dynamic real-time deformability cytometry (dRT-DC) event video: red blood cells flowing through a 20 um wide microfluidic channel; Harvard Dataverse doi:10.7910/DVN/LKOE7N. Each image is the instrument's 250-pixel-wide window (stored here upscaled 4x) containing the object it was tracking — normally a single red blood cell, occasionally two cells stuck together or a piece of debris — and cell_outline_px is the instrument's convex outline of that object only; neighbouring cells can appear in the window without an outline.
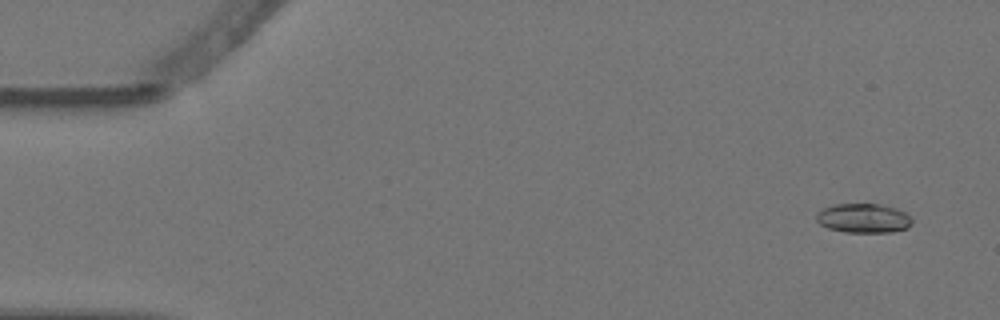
{"species": "Egyptian fruit bat (a non-hibernating species)", "species_latin": "Rousettus aegyptiacus", "temperature_condition": "warm", "stored_images_in_passage": 10, "camera_frame_rate_fps": 3000, "um_per_image_px": 0.085, "animal": {"sex": "female"}, "frame": {"image": 1, "passage_image": 1, "time_ms": 0.0, "image_size_px": [1000, 320], "cell_outline_px": [[912, 224], [908, 228], [892, 232], [844, 232], [828, 228], [820, 224], [816, 220], [816, 212], [832, 204], [880, 204], [896, 208], [912, 216]], "centroid_in_image_um": [73.4, 18.55], "position_along_channel_um": 11.6, "area_um2": 16.53}}
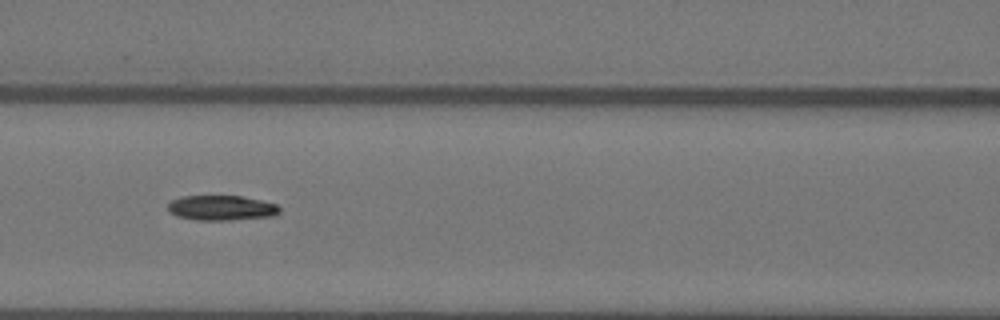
{"frame": {"image": 2, "passage_image": 7, "time_ms": 2.0, "image_size_px": [1000, 320], "cell_outline_px": [[280, 212], [272, 216], [228, 220], [196, 220], [176, 216], [168, 212], [168, 204], [172, 200], [184, 196], [240, 196], [260, 200], [276, 204], [280, 208]], "centroid_in_image_um": [18.79, 17.67], "position_along_channel_um": 147.8, "area_um2": 16.18}}
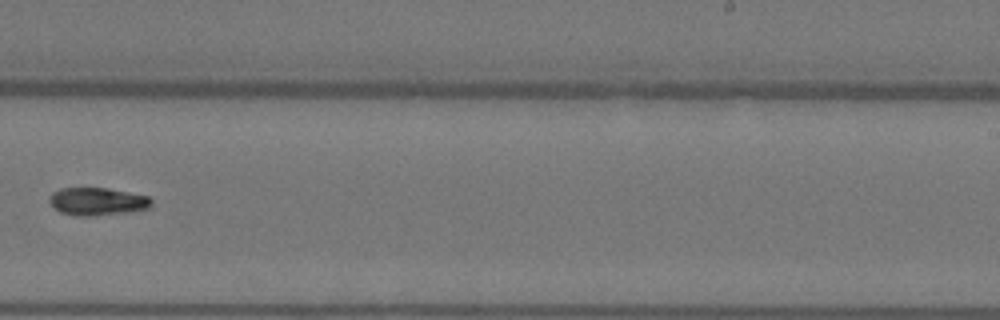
{"frame": {"image": 3, "passage_image": 10, "time_ms": 3.0, "image_size_px": [1000, 320], "cell_outline_px": [[152, 204], [148, 208], [128, 212], [96, 216], [76, 216], [60, 212], [48, 200], [52, 192], [60, 188], [108, 188], [148, 196], [152, 200]], "centroid_in_image_um": [8.27, 17.13], "position_along_channel_um": 280.7, "area_um2": 16.53}}